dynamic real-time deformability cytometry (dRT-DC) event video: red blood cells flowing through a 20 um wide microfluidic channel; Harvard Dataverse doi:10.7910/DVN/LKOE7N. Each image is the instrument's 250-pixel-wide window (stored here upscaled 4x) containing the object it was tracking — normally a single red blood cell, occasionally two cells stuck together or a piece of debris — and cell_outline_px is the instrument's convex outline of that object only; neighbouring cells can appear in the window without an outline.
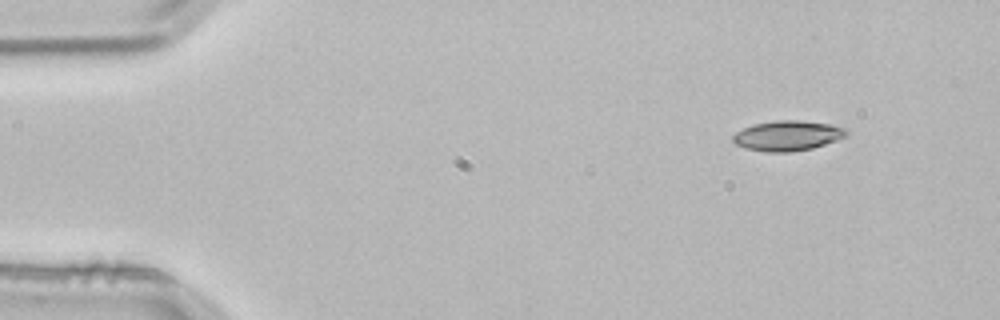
{"species": "common noctule bat (a hibernating species)", "species_latin": "Nyctalus noctula", "temperature_condition": "room temperature", "stored_images_in_passage": 4, "camera_frame_rate_fps": 3000, "um_per_image_px": 0.085, "animal": {"sex": "male", "body_mass_g": 21.5, "forearm_length_mm": 52.0}, "frame": {"image": 1, "passage_image": 1, "time_ms": 0.0, "image_size_px": [1000, 320], "cell_outline_px": [[848, 136], [812, 148], [792, 152], [764, 152], [744, 148], [736, 144], [732, 140], [732, 136], [736, 132], [752, 124], [776, 120], [800, 120], [828, 124], [844, 128], [848, 132]], "centroid_in_image_um": [66.91, 11.54], "position_along_channel_um": 18.1, "area_um2": 19.94}}
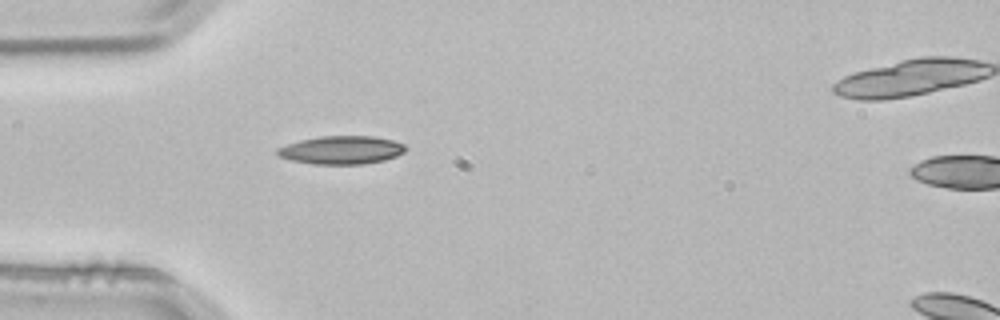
{"frame": {"image": 2, "passage_image": 3, "time_ms": 0.667, "image_size_px": [1000, 320], "cell_outline_px": [[408, 148], [404, 152], [396, 156], [384, 160], [364, 164], [312, 164], [288, 160], [280, 156], [276, 152], [276, 148], [300, 140], [320, 136], [372, 136], [392, 140], [404, 144]], "centroid_in_image_um": [29.02, 12.75], "position_along_channel_um": 56.0, "area_um2": 21.15}}